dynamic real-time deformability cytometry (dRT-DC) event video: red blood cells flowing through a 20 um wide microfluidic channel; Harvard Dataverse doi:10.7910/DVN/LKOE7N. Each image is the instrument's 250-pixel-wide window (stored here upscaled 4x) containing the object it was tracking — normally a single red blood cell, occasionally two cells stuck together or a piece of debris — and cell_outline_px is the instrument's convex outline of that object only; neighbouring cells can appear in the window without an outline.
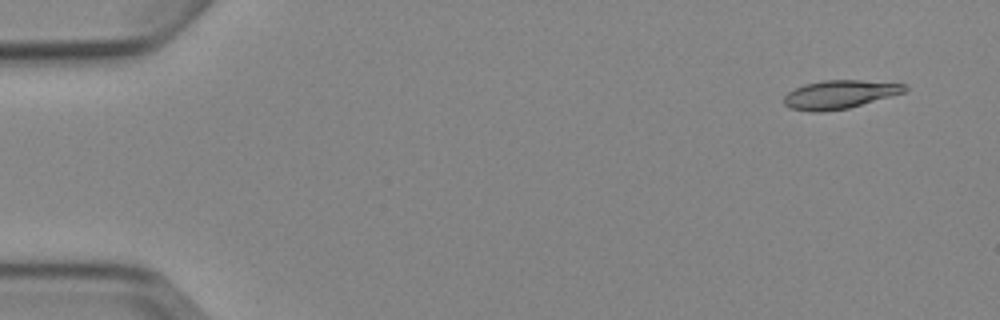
{"species": "Egyptian fruit bat (a non-hibernating species)", "species_latin": "Rousettus aegyptiacus", "temperature_condition": "cold", "stored_images_in_passage": 5, "camera_frame_rate_fps": 3000, "um_per_image_px": 0.085, "animal": {"sex": "female"}, "frame": {"image": 1, "passage_image": 1, "time_ms": 0.0, "image_size_px": [1000, 320], "cell_outline_px": [[908, 88], [904, 92], [848, 108], [820, 112], [812, 112], [788, 108], [784, 104], [784, 96], [788, 92], [804, 84], [824, 80], [860, 80], [908, 84]], "centroid_in_image_um": [71.34, 8.02], "position_along_channel_um": 13.7, "area_um2": 19.94}}
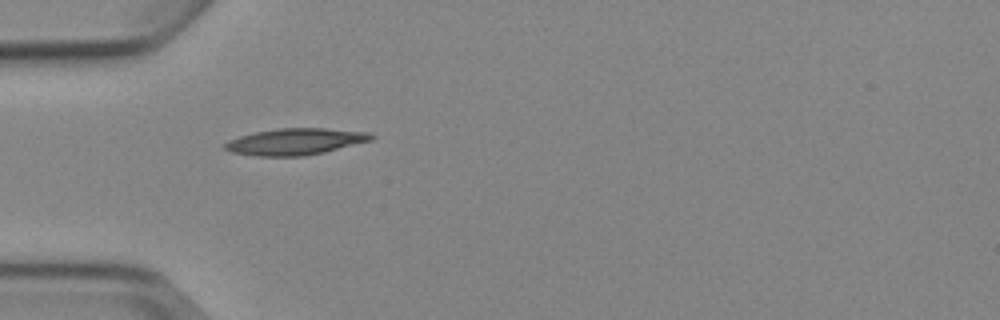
{"frame": {"image": 2, "passage_image": 4, "time_ms": 4.333, "image_size_px": [1000, 320], "cell_outline_px": [[376, 136], [372, 140], [324, 152], [304, 156], [256, 156], [232, 152], [224, 148], [224, 144], [228, 140], [240, 136], [256, 132], [280, 128], [324, 128], [368, 132]], "centroid_in_image_um": [25.11, 12.04], "position_along_channel_um": 59.9, "area_um2": 22.48}}
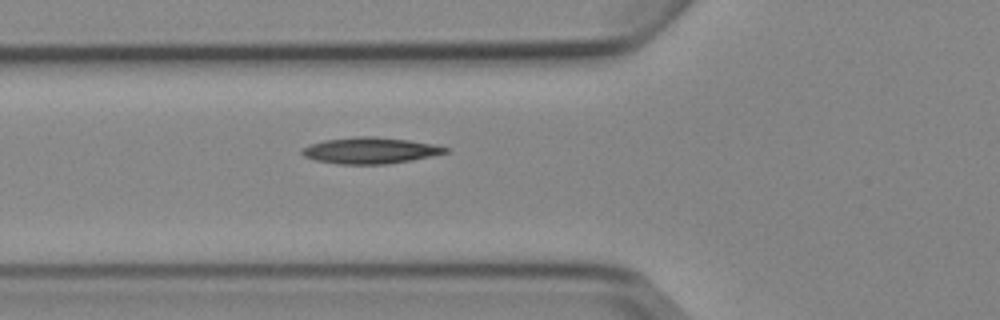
{"frame": {"image": 3, "passage_image": 5, "time_ms": 5.333, "image_size_px": [1000, 320], "cell_outline_px": [[448, 152], [412, 160], [388, 164], [336, 164], [316, 160], [304, 156], [300, 152], [304, 148], [312, 144], [324, 140], [356, 136], [372, 136], [408, 140], [432, 144], [448, 148]], "centroid_in_image_um": [31.45, 12.79], "position_along_channel_um": 94.3, "area_um2": 21.73}}